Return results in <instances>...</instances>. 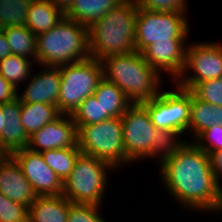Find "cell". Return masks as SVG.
I'll use <instances>...</instances> for the list:
<instances>
[{"instance_id":"4316f807","label":"cell","mask_w":222,"mask_h":222,"mask_svg":"<svg viewBox=\"0 0 222 222\" xmlns=\"http://www.w3.org/2000/svg\"><path fill=\"white\" fill-rule=\"evenodd\" d=\"M182 133L177 130L157 129V136L153 140L151 147V158L160 159V164L170 158L184 143L187 141H181L179 137ZM179 139V140H178Z\"/></svg>"},{"instance_id":"f546056e","label":"cell","mask_w":222,"mask_h":222,"mask_svg":"<svg viewBox=\"0 0 222 222\" xmlns=\"http://www.w3.org/2000/svg\"><path fill=\"white\" fill-rule=\"evenodd\" d=\"M190 91L204 102L222 106V78L199 82Z\"/></svg>"},{"instance_id":"74e56055","label":"cell","mask_w":222,"mask_h":222,"mask_svg":"<svg viewBox=\"0 0 222 222\" xmlns=\"http://www.w3.org/2000/svg\"><path fill=\"white\" fill-rule=\"evenodd\" d=\"M57 8L61 9L64 13L70 8L74 0H49Z\"/></svg>"},{"instance_id":"603a6c76","label":"cell","mask_w":222,"mask_h":222,"mask_svg":"<svg viewBox=\"0 0 222 222\" xmlns=\"http://www.w3.org/2000/svg\"><path fill=\"white\" fill-rule=\"evenodd\" d=\"M20 109V119L28 136L61 115L58 107L53 104L23 103L20 101Z\"/></svg>"},{"instance_id":"1f68e13d","label":"cell","mask_w":222,"mask_h":222,"mask_svg":"<svg viewBox=\"0 0 222 222\" xmlns=\"http://www.w3.org/2000/svg\"><path fill=\"white\" fill-rule=\"evenodd\" d=\"M99 205L70 203L67 222H106L98 212Z\"/></svg>"},{"instance_id":"7c38bea8","label":"cell","mask_w":222,"mask_h":222,"mask_svg":"<svg viewBox=\"0 0 222 222\" xmlns=\"http://www.w3.org/2000/svg\"><path fill=\"white\" fill-rule=\"evenodd\" d=\"M11 156L20 166L37 196L62 195L63 182L45 163L40 152L23 148L15 151Z\"/></svg>"},{"instance_id":"836d02e7","label":"cell","mask_w":222,"mask_h":222,"mask_svg":"<svg viewBox=\"0 0 222 222\" xmlns=\"http://www.w3.org/2000/svg\"><path fill=\"white\" fill-rule=\"evenodd\" d=\"M138 7L157 12H186L187 0H135Z\"/></svg>"},{"instance_id":"e575fe53","label":"cell","mask_w":222,"mask_h":222,"mask_svg":"<svg viewBox=\"0 0 222 222\" xmlns=\"http://www.w3.org/2000/svg\"><path fill=\"white\" fill-rule=\"evenodd\" d=\"M16 90L1 74H0V103H10L17 99Z\"/></svg>"},{"instance_id":"d4e9b609","label":"cell","mask_w":222,"mask_h":222,"mask_svg":"<svg viewBox=\"0 0 222 222\" xmlns=\"http://www.w3.org/2000/svg\"><path fill=\"white\" fill-rule=\"evenodd\" d=\"M82 152L79 148H62L42 151L45 163L64 183L73 170L76 159Z\"/></svg>"},{"instance_id":"83f0119b","label":"cell","mask_w":222,"mask_h":222,"mask_svg":"<svg viewBox=\"0 0 222 222\" xmlns=\"http://www.w3.org/2000/svg\"><path fill=\"white\" fill-rule=\"evenodd\" d=\"M29 0H0V29L26 26Z\"/></svg>"},{"instance_id":"8d00e7d4","label":"cell","mask_w":222,"mask_h":222,"mask_svg":"<svg viewBox=\"0 0 222 222\" xmlns=\"http://www.w3.org/2000/svg\"><path fill=\"white\" fill-rule=\"evenodd\" d=\"M11 47L9 46L4 30L0 29V61L11 55Z\"/></svg>"},{"instance_id":"484cf974","label":"cell","mask_w":222,"mask_h":222,"mask_svg":"<svg viewBox=\"0 0 222 222\" xmlns=\"http://www.w3.org/2000/svg\"><path fill=\"white\" fill-rule=\"evenodd\" d=\"M33 62L29 58L17 55H9L0 61V74L16 89L23 80L30 77Z\"/></svg>"},{"instance_id":"277c9868","label":"cell","mask_w":222,"mask_h":222,"mask_svg":"<svg viewBox=\"0 0 222 222\" xmlns=\"http://www.w3.org/2000/svg\"><path fill=\"white\" fill-rule=\"evenodd\" d=\"M37 62L43 67H59L90 57L88 28L64 17L47 32L36 35Z\"/></svg>"},{"instance_id":"ac0fdd59","label":"cell","mask_w":222,"mask_h":222,"mask_svg":"<svg viewBox=\"0 0 222 222\" xmlns=\"http://www.w3.org/2000/svg\"><path fill=\"white\" fill-rule=\"evenodd\" d=\"M70 203L64 195L37 196L29 207V222H67Z\"/></svg>"},{"instance_id":"60d3db41","label":"cell","mask_w":222,"mask_h":222,"mask_svg":"<svg viewBox=\"0 0 222 222\" xmlns=\"http://www.w3.org/2000/svg\"><path fill=\"white\" fill-rule=\"evenodd\" d=\"M30 2H33V1H43V0H29Z\"/></svg>"},{"instance_id":"f35d334b","label":"cell","mask_w":222,"mask_h":222,"mask_svg":"<svg viewBox=\"0 0 222 222\" xmlns=\"http://www.w3.org/2000/svg\"><path fill=\"white\" fill-rule=\"evenodd\" d=\"M9 117L5 115V112L3 111V104L0 103V134L1 131L5 127V120H8Z\"/></svg>"},{"instance_id":"ab89813d","label":"cell","mask_w":222,"mask_h":222,"mask_svg":"<svg viewBox=\"0 0 222 222\" xmlns=\"http://www.w3.org/2000/svg\"><path fill=\"white\" fill-rule=\"evenodd\" d=\"M9 156L10 153L0 143V163L4 162Z\"/></svg>"},{"instance_id":"2e32d148","label":"cell","mask_w":222,"mask_h":222,"mask_svg":"<svg viewBox=\"0 0 222 222\" xmlns=\"http://www.w3.org/2000/svg\"><path fill=\"white\" fill-rule=\"evenodd\" d=\"M22 95L17 98L23 103H45L57 106L61 85L60 70L58 67H45L36 75L30 76Z\"/></svg>"},{"instance_id":"7a4b0ae2","label":"cell","mask_w":222,"mask_h":222,"mask_svg":"<svg viewBox=\"0 0 222 222\" xmlns=\"http://www.w3.org/2000/svg\"><path fill=\"white\" fill-rule=\"evenodd\" d=\"M137 12L135 0H124L88 28L90 57L102 61L135 51Z\"/></svg>"},{"instance_id":"4fadbf2b","label":"cell","mask_w":222,"mask_h":222,"mask_svg":"<svg viewBox=\"0 0 222 222\" xmlns=\"http://www.w3.org/2000/svg\"><path fill=\"white\" fill-rule=\"evenodd\" d=\"M77 142V127L72 116L61 114L29 136L27 148L41 153L52 149L78 148Z\"/></svg>"},{"instance_id":"8992f818","label":"cell","mask_w":222,"mask_h":222,"mask_svg":"<svg viewBox=\"0 0 222 222\" xmlns=\"http://www.w3.org/2000/svg\"><path fill=\"white\" fill-rule=\"evenodd\" d=\"M58 68L61 85L57 107L61 114L72 115L83 100L93 95L103 79L102 62L89 57Z\"/></svg>"},{"instance_id":"8fae6325","label":"cell","mask_w":222,"mask_h":222,"mask_svg":"<svg viewBox=\"0 0 222 222\" xmlns=\"http://www.w3.org/2000/svg\"><path fill=\"white\" fill-rule=\"evenodd\" d=\"M123 146L130 162L151 157V147L157 136V128L151 122L147 110L141 104H132L121 116Z\"/></svg>"},{"instance_id":"7402d4cb","label":"cell","mask_w":222,"mask_h":222,"mask_svg":"<svg viewBox=\"0 0 222 222\" xmlns=\"http://www.w3.org/2000/svg\"><path fill=\"white\" fill-rule=\"evenodd\" d=\"M222 126V106H216L198 99L191 92V114L189 129L194 140L212 126Z\"/></svg>"},{"instance_id":"d6a6232c","label":"cell","mask_w":222,"mask_h":222,"mask_svg":"<svg viewBox=\"0 0 222 222\" xmlns=\"http://www.w3.org/2000/svg\"><path fill=\"white\" fill-rule=\"evenodd\" d=\"M206 141V142H205ZM194 143L207 154L222 149V126H212L205 130Z\"/></svg>"},{"instance_id":"6da1fadb","label":"cell","mask_w":222,"mask_h":222,"mask_svg":"<svg viewBox=\"0 0 222 222\" xmlns=\"http://www.w3.org/2000/svg\"><path fill=\"white\" fill-rule=\"evenodd\" d=\"M160 167L167 191L180 205L198 211L220 213L222 186L214 176L210 155L194 141L184 143Z\"/></svg>"},{"instance_id":"e0dca14e","label":"cell","mask_w":222,"mask_h":222,"mask_svg":"<svg viewBox=\"0 0 222 222\" xmlns=\"http://www.w3.org/2000/svg\"><path fill=\"white\" fill-rule=\"evenodd\" d=\"M3 111L9 117L5 120V127L0 134V143L10 153L27 148L29 136L21 122L20 100L17 98L10 103L3 104Z\"/></svg>"},{"instance_id":"5bb4252c","label":"cell","mask_w":222,"mask_h":222,"mask_svg":"<svg viewBox=\"0 0 222 222\" xmlns=\"http://www.w3.org/2000/svg\"><path fill=\"white\" fill-rule=\"evenodd\" d=\"M186 42H156L150 44L143 52L144 60L159 74L165 71L178 79L185 65Z\"/></svg>"},{"instance_id":"30bf717a","label":"cell","mask_w":222,"mask_h":222,"mask_svg":"<svg viewBox=\"0 0 222 222\" xmlns=\"http://www.w3.org/2000/svg\"><path fill=\"white\" fill-rule=\"evenodd\" d=\"M190 69L192 76L187 73ZM218 78H222V45L202 42L188 45L183 71L173 83L191 90L199 82Z\"/></svg>"},{"instance_id":"f1b7e54d","label":"cell","mask_w":222,"mask_h":222,"mask_svg":"<svg viewBox=\"0 0 222 222\" xmlns=\"http://www.w3.org/2000/svg\"><path fill=\"white\" fill-rule=\"evenodd\" d=\"M76 127L103 121V109L94 95L88 96L71 115Z\"/></svg>"},{"instance_id":"cb8c5ba5","label":"cell","mask_w":222,"mask_h":222,"mask_svg":"<svg viewBox=\"0 0 222 222\" xmlns=\"http://www.w3.org/2000/svg\"><path fill=\"white\" fill-rule=\"evenodd\" d=\"M3 30L13 55L26 58H30V55H32L31 57L37 62V44L34 33L26 26L8 27L3 28Z\"/></svg>"},{"instance_id":"ffe728a7","label":"cell","mask_w":222,"mask_h":222,"mask_svg":"<svg viewBox=\"0 0 222 222\" xmlns=\"http://www.w3.org/2000/svg\"><path fill=\"white\" fill-rule=\"evenodd\" d=\"M124 0H74L65 12V17L90 28L109 10L117 7Z\"/></svg>"},{"instance_id":"3957f363","label":"cell","mask_w":222,"mask_h":222,"mask_svg":"<svg viewBox=\"0 0 222 222\" xmlns=\"http://www.w3.org/2000/svg\"><path fill=\"white\" fill-rule=\"evenodd\" d=\"M101 62L103 77L116 84L132 104H141L159 94L161 76L144 60L142 53L111 55Z\"/></svg>"},{"instance_id":"5b68a950","label":"cell","mask_w":222,"mask_h":222,"mask_svg":"<svg viewBox=\"0 0 222 222\" xmlns=\"http://www.w3.org/2000/svg\"><path fill=\"white\" fill-rule=\"evenodd\" d=\"M78 148L82 154L104 160L118 169L129 165L123 146L121 117H112L100 123L81 125L77 128ZM118 166V167H117Z\"/></svg>"},{"instance_id":"d6986e66","label":"cell","mask_w":222,"mask_h":222,"mask_svg":"<svg viewBox=\"0 0 222 222\" xmlns=\"http://www.w3.org/2000/svg\"><path fill=\"white\" fill-rule=\"evenodd\" d=\"M65 17V13L49 0L30 2L26 27L35 35L47 32Z\"/></svg>"},{"instance_id":"52a82bcc","label":"cell","mask_w":222,"mask_h":222,"mask_svg":"<svg viewBox=\"0 0 222 222\" xmlns=\"http://www.w3.org/2000/svg\"><path fill=\"white\" fill-rule=\"evenodd\" d=\"M110 169L115 168L108 162L81 153L63 183L62 195L71 203L101 206L104 190L107 188V172Z\"/></svg>"},{"instance_id":"4dcf8cb0","label":"cell","mask_w":222,"mask_h":222,"mask_svg":"<svg viewBox=\"0 0 222 222\" xmlns=\"http://www.w3.org/2000/svg\"><path fill=\"white\" fill-rule=\"evenodd\" d=\"M0 222H29V208L0 193Z\"/></svg>"},{"instance_id":"9c48e42d","label":"cell","mask_w":222,"mask_h":222,"mask_svg":"<svg viewBox=\"0 0 222 222\" xmlns=\"http://www.w3.org/2000/svg\"><path fill=\"white\" fill-rule=\"evenodd\" d=\"M175 91H160L157 96L141 103L151 122L159 130H177L182 134L189 130L191 91L178 85Z\"/></svg>"},{"instance_id":"ba28073f","label":"cell","mask_w":222,"mask_h":222,"mask_svg":"<svg viewBox=\"0 0 222 222\" xmlns=\"http://www.w3.org/2000/svg\"><path fill=\"white\" fill-rule=\"evenodd\" d=\"M185 12H157L138 7L135 51L156 42H185L189 33Z\"/></svg>"},{"instance_id":"9a60e30c","label":"cell","mask_w":222,"mask_h":222,"mask_svg":"<svg viewBox=\"0 0 222 222\" xmlns=\"http://www.w3.org/2000/svg\"><path fill=\"white\" fill-rule=\"evenodd\" d=\"M0 193L28 208L37 197L30 182L11 155L0 163Z\"/></svg>"},{"instance_id":"44dd1931","label":"cell","mask_w":222,"mask_h":222,"mask_svg":"<svg viewBox=\"0 0 222 222\" xmlns=\"http://www.w3.org/2000/svg\"><path fill=\"white\" fill-rule=\"evenodd\" d=\"M93 95L103 109V121L112 117H121L132 105L123 91L104 77L99 82Z\"/></svg>"},{"instance_id":"d590c367","label":"cell","mask_w":222,"mask_h":222,"mask_svg":"<svg viewBox=\"0 0 222 222\" xmlns=\"http://www.w3.org/2000/svg\"><path fill=\"white\" fill-rule=\"evenodd\" d=\"M210 159L216 181L221 186L219 180L221 179L220 177L222 176V149L212 152L210 154Z\"/></svg>"}]
</instances>
